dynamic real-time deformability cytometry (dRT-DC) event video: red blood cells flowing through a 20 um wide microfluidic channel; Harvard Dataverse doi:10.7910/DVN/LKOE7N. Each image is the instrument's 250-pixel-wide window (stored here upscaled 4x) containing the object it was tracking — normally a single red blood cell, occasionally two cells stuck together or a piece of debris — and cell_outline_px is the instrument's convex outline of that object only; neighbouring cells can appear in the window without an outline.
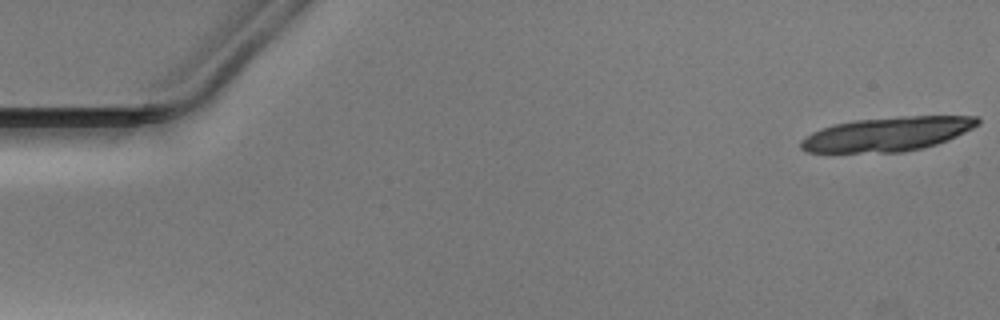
{"species": "Egyptian fruit bat (a non-hibernating species)", "species_latin": "Rousettus aegyptiacus", "temperature_condition": "warm", "stored_images_in_passage": 17, "camera_frame_rate_fps": 3000, "um_per_image_px": 0.085, "animal": {"sex": "male"}, "frame": {"image": 1, "passage_image": 1, "time_ms": 0.0, "image_size_px": [1000, 320], "cell_outline_px": [[980, 124], [948, 140], [924, 148], [904, 152], [804, 152], [800, 148], [800, 140], [812, 132], [832, 124], [856, 120], [900, 116], [976, 116], [980, 120]], "centroid_in_image_um": [75.41, 11.39], "position_along_channel_um": 9.6, "area_um2": 35.26}}